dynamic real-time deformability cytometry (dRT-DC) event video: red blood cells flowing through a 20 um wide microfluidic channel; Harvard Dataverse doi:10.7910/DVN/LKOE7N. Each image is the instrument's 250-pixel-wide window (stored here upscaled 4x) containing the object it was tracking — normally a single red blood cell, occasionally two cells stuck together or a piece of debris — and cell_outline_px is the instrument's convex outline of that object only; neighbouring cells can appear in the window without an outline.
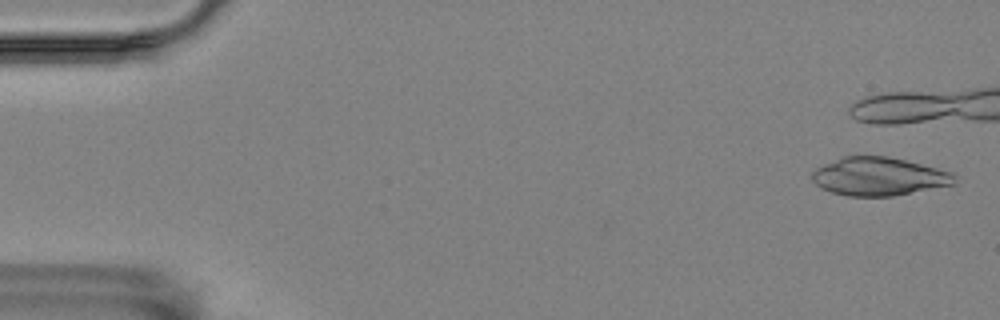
{"species": "Egyptian fruit bat (a non-hibernating species)", "species_latin": "Rousettus aegyptiacus", "temperature_condition": "room temperature", "stored_images_in_passage": 6, "camera_frame_rate_fps": 3000, "um_per_image_px": 0.085, "animal": {"sex": "female"}, "frame": {"image": 1, "passage_image": 1, "time_ms": 0.0, "image_size_px": [1000, 320], "cell_outline_px": [[956, 184], [892, 196], [848, 196], [832, 192], [820, 188], [812, 180], [812, 172], [816, 168], [824, 164], [844, 156], [888, 156], [952, 172], [956, 176]], "centroid_in_image_um": [74.7, 15.01], "position_along_channel_um": 10.3, "area_um2": 31.62}}